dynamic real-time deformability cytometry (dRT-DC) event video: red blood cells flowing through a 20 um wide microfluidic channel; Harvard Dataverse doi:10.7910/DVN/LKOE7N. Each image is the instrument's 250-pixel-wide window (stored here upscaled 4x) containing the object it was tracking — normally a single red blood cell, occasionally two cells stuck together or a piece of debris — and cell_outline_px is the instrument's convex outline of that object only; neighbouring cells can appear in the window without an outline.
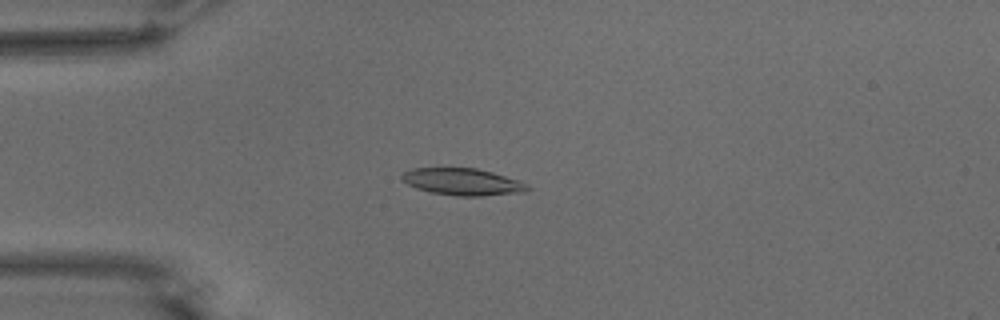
{"species": "common noctule bat (a hibernating species)", "species_latin": "Nyctalus noctula", "temperature_condition": "warm", "stored_images_in_passage": 54, "camera_frame_rate_fps": 3000, "um_per_image_px": 0.085, "animal": {"sex": "male", "body_mass_g": 15.6}, "frame": {"image": 1, "passage_image": 14, "time_ms": 4.333, "image_size_px": [1000, 320], "cell_outline_px": [[532, 188], [528, 192], [480, 196], [456, 196], [432, 192], [416, 188], [408, 184], [400, 176], [404, 172], [412, 168], [476, 168], [492, 172], [528, 184]], "centroid_in_image_um": [39.35, 15.46], "position_along_channel_um": 45.6, "area_um2": 19.65}}
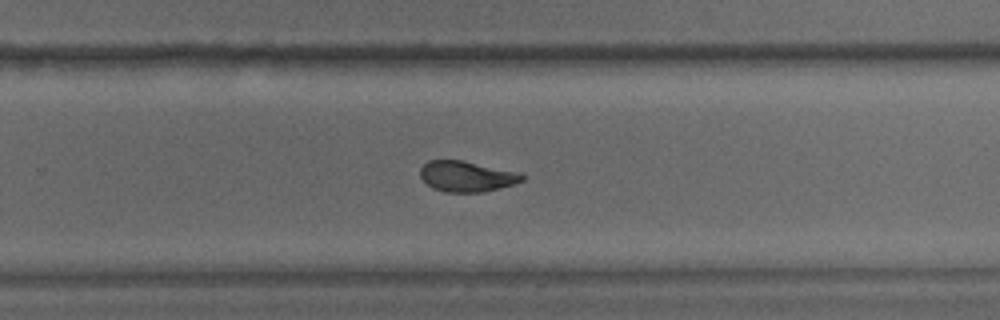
{"frame": {"image": 2, "passage_image": 35, "time_ms": 11.333, "image_size_px": [1000, 320], "cell_outline_px": [[524, 180], [512, 184], [480, 192], [444, 192], [432, 188], [420, 176], [420, 168], [428, 160], [464, 160], [520, 172], [524, 176]], "centroid_in_image_um": [39.65, 14.97], "position_along_channel_um": 290.1, "area_um2": 18.15}}
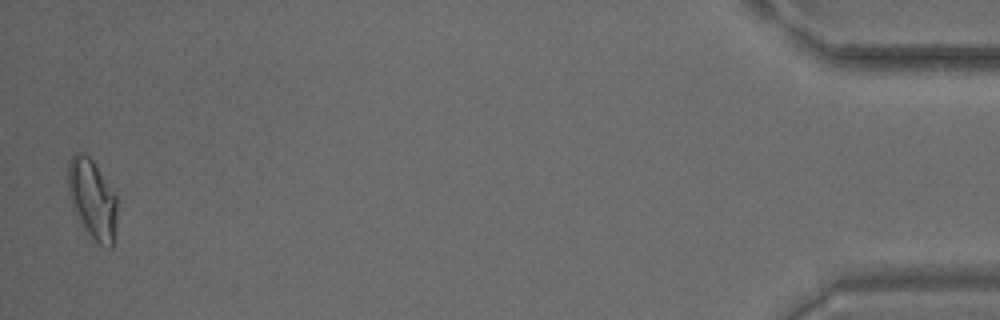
{"frame": {"image": 3, "passage_image": 53, "time_ms": 17.333, "image_size_px": [1000, 320], "cell_outline_px": [[116, 220], [112, 248], [108, 248], [100, 244], [88, 232], [68, 192], [68, 164], [72, 156], [76, 152], [80, 152], [88, 156], [92, 160], [116, 196]], "centroid_in_image_um": [7.87, 16.88], "position_along_channel_um": 427.3, "area_um2": 21.62}, "authors_computed_cell_mechanics": {"area_um2": 19.363, "velocity_mm_per_s": 3.7534, "shape_relaxation_time_tau1_ms": 4.6492, "shape_relaxation_time_tau2_ms": 1.8471, "deformation_change_tau1": 0.1768, "deformation_change_tau2": 0.086}}